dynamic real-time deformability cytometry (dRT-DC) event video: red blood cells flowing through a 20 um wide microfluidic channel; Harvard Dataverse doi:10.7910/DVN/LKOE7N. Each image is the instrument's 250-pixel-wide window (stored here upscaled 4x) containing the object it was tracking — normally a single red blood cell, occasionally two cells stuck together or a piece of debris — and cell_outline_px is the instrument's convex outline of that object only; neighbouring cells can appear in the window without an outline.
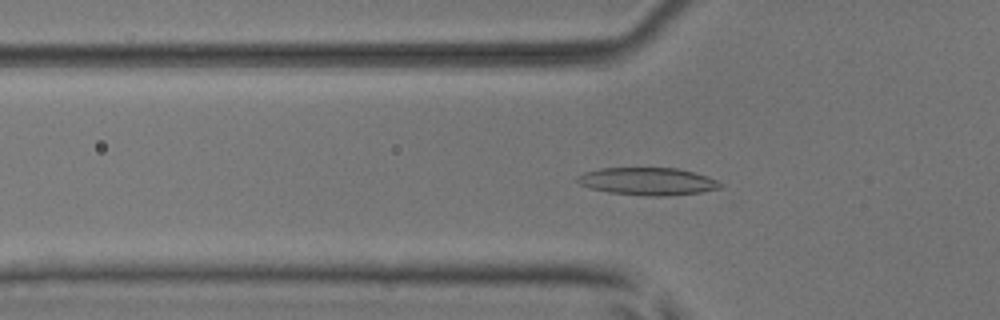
{"species": "common noctule bat (a hibernating species)", "species_latin": "Nyctalus noctula", "temperature_condition": "room temperature", "stored_images_in_passage": 41, "camera_frame_rate_fps": 3000, "um_per_image_px": 0.085, "animal": {"sex": "male", "body_mass_g": 17.9, "forearm_length_mm": 54.2}, "frame": {"image": 1, "passage_image": 11, "time_ms": 3.333, "image_size_px": [1000, 320], "cell_outline_px": [[724, 188], [700, 192], [668, 196], [648, 196], [608, 192], [592, 188], [580, 184], [576, 180], [584, 172], [600, 168], [676, 168], [708, 176], [724, 184]], "centroid_in_image_um": [55.11, 15.42], "position_along_channel_um": 70.7, "area_um2": 22.89}}
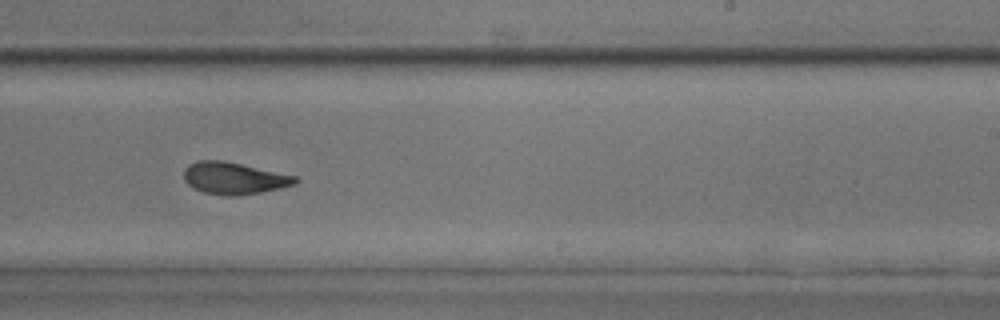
{"frame": {"image": 2, "passage_image": 26, "time_ms": 8.333, "image_size_px": [1000, 320], "cell_outline_px": [[300, 180], [296, 184], [280, 188], [260, 192], [236, 196], [228, 196], [204, 192], [192, 188], [184, 180], [184, 168], [188, 164], [196, 160], [220, 160], [240, 164], [296, 176]], "centroid_in_image_um": [19.86, 15.15], "position_along_channel_um": 269.1, "area_um2": 20.69}}
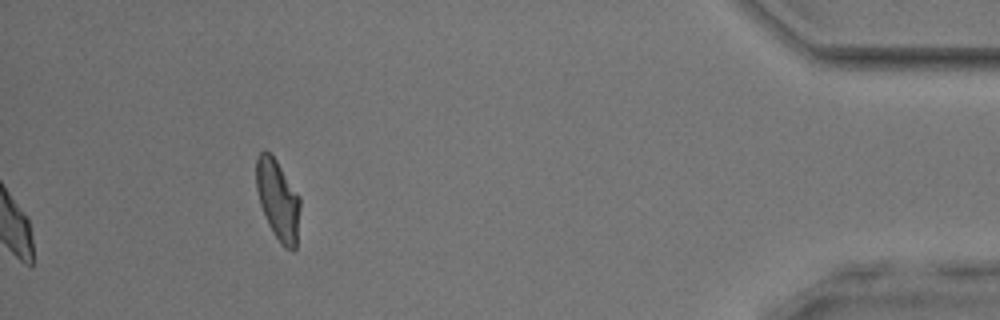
{"frame": {"image": 3, "passage_image": 41, "time_ms": 13.333, "image_size_px": [1000, 320], "cell_outline_px": [[300, 208], [296, 248], [292, 252], [284, 248], [280, 244], [272, 232], [268, 224], [260, 204], [256, 188], [256, 156], [264, 148], [276, 160], [300, 196]], "centroid_in_image_um": [23.62, 17.01], "position_along_channel_um": 411.6, "area_um2": 20.75}, "authors_computed_cell_mechanics": {"area_um2": 20.808, "velocity_mm_per_s": 3.9831, "shape_relaxation_time_tau1_ms": 9.3758, "shape_relaxation_time_tau2_ms": 1.9754, "deformation_change_tau1": 0.2486, "deformation_change_tau2": 0.0906}}